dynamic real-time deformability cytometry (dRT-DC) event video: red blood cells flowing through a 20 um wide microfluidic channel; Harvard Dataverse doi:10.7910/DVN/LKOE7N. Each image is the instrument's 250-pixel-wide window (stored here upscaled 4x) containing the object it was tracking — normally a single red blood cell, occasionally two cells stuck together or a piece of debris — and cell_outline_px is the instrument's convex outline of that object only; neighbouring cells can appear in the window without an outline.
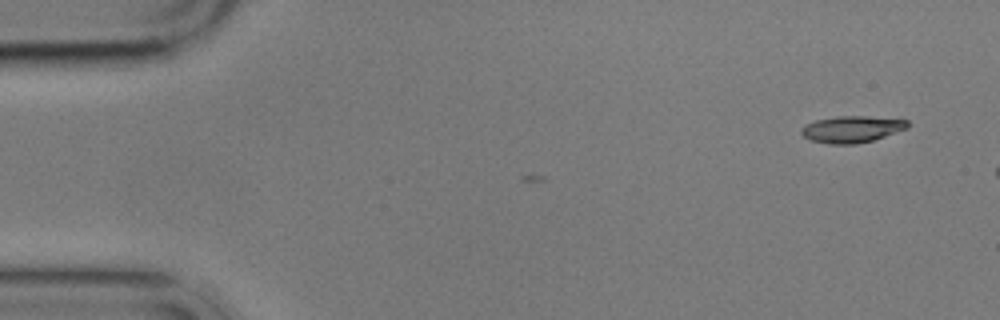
{"species": "common noctule bat (a hibernating species)", "species_latin": "Nyctalus noctula", "temperature_condition": "cold", "stored_images_in_passage": 3, "camera_frame_rate_fps": 3000, "um_per_image_px": 0.085, "animal": {"sex": "male", "body_mass_g": 17.9}, "frame": {"image": 1, "passage_image": 1, "time_ms": 0.0, "image_size_px": [1000, 320], "cell_outline_px": [[912, 124], [908, 128], [872, 140], [856, 144], [828, 144], [812, 140], [804, 136], [800, 132], [800, 128], [804, 124], [816, 120], [836, 116], [864, 116], [908, 120]], "centroid_in_image_um": [72.4, 10.97], "position_along_channel_um": 12.6, "area_um2": 16.53}}